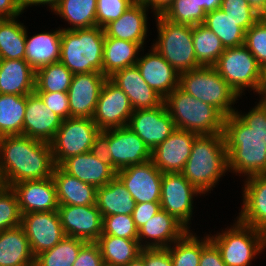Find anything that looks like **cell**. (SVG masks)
Here are the masks:
<instances>
[{"mask_svg":"<svg viewBox=\"0 0 266 266\" xmlns=\"http://www.w3.org/2000/svg\"><path fill=\"white\" fill-rule=\"evenodd\" d=\"M187 231L189 230L174 216L161 209L138 229V241L142 248H168L170 246L168 242L175 243ZM145 237L154 241L142 245L140 241Z\"/></svg>","mask_w":266,"mask_h":266,"instance_id":"obj_25","label":"cell"},{"mask_svg":"<svg viewBox=\"0 0 266 266\" xmlns=\"http://www.w3.org/2000/svg\"><path fill=\"white\" fill-rule=\"evenodd\" d=\"M61 123L62 119L52 112L35 92L27 95L24 136L50 143Z\"/></svg>","mask_w":266,"mask_h":266,"instance_id":"obj_21","label":"cell"},{"mask_svg":"<svg viewBox=\"0 0 266 266\" xmlns=\"http://www.w3.org/2000/svg\"><path fill=\"white\" fill-rule=\"evenodd\" d=\"M107 77L101 72L73 74L67 91L70 117L92 119Z\"/></svg>","mask_w":266,"mask_h":266,"instance_id":"obj_19","label":"cell"},{"mask_svg":"<svg viewBox=\"0 0 266 266\" xmlns=\"http://www.w3.org/2000/svg\"><path fill=\"white\" fill-rule=\"evenodd\" d=\"M134 3V0H97L96 26L104 28L121 17Z\"/></svg>","mask_w":266,"mask_h":266,"instance_id":"obj_48","label":"cell"},{"mask_svg":"<svg viewBox=\"0 0 266 266\" xmlns=\"http://www.w3.org/2000/svg\"><path fill=\"white\" fill-rule=\"evenodd\" d=\"M228 170V158L223 133L199 135L192 145L191 154L181 172L198 190L204 193L215 187Z\"/></svg>","mask_w":266,"mask_h":266,"instance_id":"obj_3","label":"cell"},{"mask_svg":"<svg viewBox=\"0 0 266 266\" xmlns=\"http://www.w3.org/2000/svg\"><path fill=\"white\" fill-rule=\"evenodd\" d=\"M90 152L101 162L109 165L115 172H117L112 165L111 155L109 153V129L100 130L94 139Z\"/></svg>","mask_w":266,"mask_h":266,"instance_id":"obj_51","label":"cell"},{"mask_svg":"<svg viewBox=\"0 0 266 266\" xmlns=\"http://www.w3.org/2000/svg\"><path fill=\"white\" fill-rule=\"evenodd\" d=\"M140 256L145 266H173L170 253L166 248H143Z\"/></svg>","mask_w":266,"mask_h":266,"instance_id":"obj_52","label":"cell"},{"mask_svg":"<svg viewBox=\"0 0 266 266\" xmlns=\"http://www.w3.org/2000/svg\"><path fill=\"white\" fill-rule=\"evenodd\" d=\"M135 2H145L146 0H134Z\"/></svg>","mask_w":266,"mask_h":266,"instance_id":"obj_62","label":"cell"},{"mask_svg":"<svg viewBox=\"0 0 266 266\" xmlns=\"http://www.w3.org/2000/svg\"><path fill=\"white\" fill-rule=\"evenodd\" d=\"M244 45L266 72V20L263 17L245 32Z\"/></svg>","mask_w":266,"mask_h":266,"instance_id":"obj_45","label":"cell"},{"mask_svg":"<svg viewBox=\"0 0 266 266\" xmlns=\"http://www.w3.org/2000/svg\"><path fill=\"white\" fill-rule=\"evenodd\" d=\"M145 2H135L121 17L104 27L105 37L132 41L143 46L147 33Z\"/></svg>","mask_w":266,"mask_h":266,"instance_id":"obj_27","label":"cell"},{"mask_svg":"<svg viewBox=\"0 0 266 266\" xmlns=\"http://www.w3.org/2000/svg\"><path fill=\"white\" fill-rule=\"evenodd\" d=\"M125 266H145V262L143 258L139 255L137 258H135Z\"/></svg>","mask_w":266,"mask_h":266,"instance_id":"obj_61","label":"cell"},{"mask_svg":"<svg viewBox=\"0 0 266 266\" xmlns=\"http://www.w3.org/2000/svg\"><path fill=\"white\" fill-rule=\"evenodd\" d=\"M96 243L100 248L104 264L111 266H125L137 258L143 249L138 239L113 235L102 234Z\"/></svg>","mask_w":266,"mask_h":266,"instance_id":"obj_34","label":"cell"},{"mask_svg":"<svg viewBox=\"0 0 266 266\" xmlns=\"http://www.w3.org/2000/svg\"><path fill=\"white\" fill-rule=\"evenodd\" d=\"M161 210L160 202L136 203L132 217L137 229Z\"/></svg>","mask_w":266,"mask_h":266,"instance_id":"obj_53","label":"cell"},{"mask_svg":"<svg viewBox=\"0 0 266 266\" xmlns=\"http://www.w3.org/2000/svg\"><path fill=\"white\" fill-rule=\"evenodd\" d=\"M0 266H35V256L21 225L0 232Z\"/></svg>","mask_w":266,"mask_h":266,"instance_id":"obj_30","label":"cell"},{"mask_svg":"<svg viewBox=\"0 0 266 266\" xmlns=\"http://www.w3.org/2000/svg\"><path fill=\"white\" fill-rule=\"evenodd\" d=\"M104 261L96 242H86L72 266H103Z\"/></svg>","mask_w":266,"mask_h":266,"instance_id":"obj_50","label":"cell"},{"mask_svg":"<svg viewBox=\"0 0 266 266\" xmlns=\"http://www.w3.org/2000/svg\"><path fill=\"white\" fill-rule=\"evenodd\" d=\"M228 169L249 175L266 174V109L258 103L246 115L224 118Z\"/></svg>","mask_w":266,"mask_h":266,"instance_id":"obj_1","label":"cell"},{"mask_svg":"<svg viewBox=\"0 0 266 266\" xmlns=\"http://www.w3.org/2000/svg\"><path fill=\"white\" fill-rule=\"evenodd\" d=\"M135 205L133 197L117 176L97 188L96 206L102 218L116 214L132 215Z\"/></svg>","mask_w":266,"mask_h":266,"instance_id":"obj_32","label":"cell"},{"mask_svg":"<svg viewBox=\"0 0 266 266\" xmlns=\"http://www.w3.org/2000/svg\"><path fill=\"white\" fill-rule=\"evenodd\" d=\"M62 29L53 33H40L30 39L26 31L25 61L36 71L37 69L59 62L61 52Z\"/></svg>","mask_w":266,"mask_h":266,"instance_id":"obj_31","label":"cell"},{"mask_svg":"<svg viewBox=\"0 0 266 266\" xmlns=\"http://www.w3.org/2000/svg\"><path fill=\"white\" fill-rule=\"evenodd\" d=\"M109 153L117 171L152 158V151L128 126L109 129Z\"/></svg>","mask_w":266,"mask_h":266,"instance_id":"obj_17","label":"cell"},{"mask_svg":"<svg viewBox=\"0 0 266 266\" xmlns=\"http://www.w3.org/2000/svg\"><path fill=\"white\" fill-rule=\"evenodd\" d=\"M139 43L113 37H105L103 51V74L108 78L117 70L136 65Z\"/></svg>","mask_w":266,"mask_h":266,"instance_id":"obj_33","label":"cell"},{"mask_svg":"<svg viewBox=\"0 0 266 266\" xmlns=\"http://www.w3.org/2000/svg\"><path fill=\"white\" fill-rule=\"evenodd\" d=\"M104 28L65 30L61 33L59 61L73 74L103 73Z\"/></svg>","mask_w":266,"mask_h":266,"instance_id":"obj_4","label":"cell"},{"mask_svg":"<svg viewBox=\"0 0 266 266\" xmlns=\"http://www.w3.org/2000/svg\"><path fill=\"white\" fill-rule=\"evenodd\" d=\"M15 18L0 19V60L24 59L26 29Z\"/></svg>","mask_w":266,"mask_h":266,"instance_id":"obj_37","label":"cell"},{"mask_svg":"<svg viewBox=\"0 0 266 266\" xmlns=\"http://www.w3.org/2000/svg\"><path fill=\"white\" fill-rule=\"evenodd\" d=\"M200 194L181 172L163 173L161 183V209L174 216L188 229L192 216L193 196Z\"/></svg>","mask_w":266,"mask_h":266,"instance_id":"obj_13","label":"cell"},{"mask_svg":"<svg viewBox=\"0 0 266 266\" xmlns=\"http://www.w3.org/2000/svg\"><path fill=\"white\" fill-rule=\"evenodd\" d=\"M163 102L176 128L198 135L223 133L225 117L215 107L194 98L179 86Z\"/></svg>","mask_w":266,"mask_h":266,"instance_id":"obj_5","label":"cell"},{"mask_svg":"<svg viewBox=\"0 0 266 266\" xmlns=\"http://www.w3.org/2000/svg\"><path fill=\"white\" fill-rule=\"evenodd\" d=\"M173 2V0H146L145 3L149 7V5L154 8L156 15L162 14L169 5Z\"/></svg>","mask_w":266,"mask_h":266,"instance_id":"obj_56","label":"cell"},{"mask_svg":"<svg viewBox=\"0 0 266 266\" xmlns=\"http://www.w3.org/2000/svg\"><path fill=\"white\" fill-rule=\"evenodd\" d=\"M86 241L65 236L53 248L35 257V266H72Z\"/></svg>","mask_w":266,"mask_h":266,"instance_id":"obj_40","label":"cell"},{"mask_svg":"<svg viewBox=\"0 0 266 266\" xmlns=\"http://www.w3.org/2000/svg\"><path fill=\"white\" fill-rule=\"evenodd\" d=\"M159 40L153 48L179 73L199 67L195 56L193 26L178 24L157 15Z\"/></svg>","mask_w":266,"mask_h":266,"instance_id":"obj_7","label":"cell"},{"mask_svg":"<svg viewBox=\"0 0 266 266\" xmlns=\"http://www.w3.org/2000/svg\"><path fill=\"white\" fill-rule=\"evenodd\" d=\"M220 9L245 32L261 18L245 0H222Z\"/></svg>","mask_w":266,"mask_h":266,"instance_id":"obj_46","label":"cell"},{"mask_svg":"<svg viewBox=\"0 0 266 266\" xmlns=\"http://www.w3.org/2000/svg\"><path fill=\"white\" fill-rule=\"evenodd\" d=\"M35 78L36 71L24 59L0 60V94L29 95Z\"/></svg>","mask_w":266,"mask_h":266,"instance_id":"obj_28","label":"cell"},{"mask_svg":"<svg viewBox=\"0 0 266 266\" xmlns=\"http://www.w3.org/2000/svg\"><path fill=\"white\" fill-rule=\"evenodd\" d=\"M199 7L203 9L206 13L214 11L217 8H220L222 0H197Z\"/></svg>","mask_w":266,"mask_h":266,"instance_id":"obj_57","label":"cell"},{"mask_svg":"<svg viewBox=\"0 0 266 266\" xmlns=\"http://www.w3.org/2000/svg\"><path fill=\"white\" fill-rule=\"evenodd\" d=\"M52 179L54 181L59 205H95L97 188L82 182L55 166Z\"/></svg>","mask_w":266,"mask_h":266,"instance_id":"obj_29","label":"cell"},{"mask_svg":"<svg viewBox=\"0 0 266 266\" xmlns=\"http://www.w3.org/2000/svg\"><path fill=\"white\" fill-rule=\"evenodd\" d=\"M58 213L66 236L96 242L102 235L103 218L95 205H59Z\"/></svg>","mask_w":266,"mask_h":266,"instance_id":"obj_16","label":"cell"},{"mask_svg":"<svg viewBox=\"0 0 266 266\" xmlns=\"http://www.w3.org/2000/svg\"><path fill=\"white\" fill-rule=\"evenodd\" d=\"M199 266H227L222 260L220 251L209 236L203 241Z\"/></svg>","mask_w":266,"mask_h":266,"instance_id":"obj_54","label":"cell"},{"mask_svg":"<svg viewBox=\"0 0 266 266\" xmlns=\"http://www.w3.org/2000/svg\"><path fill=\"white\" fill-rule=\"evenodd\" d=\"M20 1V4H21V7H22V10L25 9V7L27 6H31V5H40V4H50L49 6H51V10H53L56 5L58 4L59 0H19Z\"/></svg>","mask_w":266,"mask_h":266,"instance_id":"obj_58","label":"cell"},{"mask_svg":"<svg viewBox=\"0 0 266 266\" xmlns=\"http://www.w3.org/2000/svg\"><path fill=\"white\" fill-rule=\"evenodd\" d=\"M240 96L246 87L256 92L265 80V72L245 45L225 48L213 66Z\"/></svg>","mask_w":266,"mask_h":266,"instance_id":"obj_9","label":"cell"},{"mask_svg":"<svg viewBox=\"0 0 266 266\" xmlns=\"http://www.w3.org/2000/svg\"><path fill=\"white\" fill-rule=\"evenodd\" d=\"M203 25L217 35L224 48L244 44L245 31L220 8L206 13Z\"/></svg>","mask_w":266,"mask_h":266,"instance_id":"obj_38","label":"cell"},{"mask_svg":"<svg viewBox=\"0 0 266 266\" xmlns=\"http://www.w3.org/2000/svg\"><path fill=\"white\" fill-rule=\"evenodd\" d=\"M162 175L152 160L116 172L136 203L160 202Z\"/></svg>","mask_w":266,"mask_h":266,"instance_id":"obj_14","label":"cell"},{"mask_svg":"<svg viewBox=\"0 0 266 266\" xmlns=\"http://www.w3.org/2000/svg\"><path fill=\"white\" fill-rule=\"evenodd\" d=\"M227 266H248L266 247V234L239 220L234 227L216 237H209Z\"/></svg>","mask_w":266,"mask_h":266,"instance_id":"obj_8","label":"cell"},{"mask_svg":"<svg viewBox=\"0 0 266 266\" xmlns=\"http://www.w3.org/2000/svg\"><path fill=\"white\" fill-rule=\"evenodd\" d=\"M258 94H262L265 96L259 103L266 109V80H264V82L260 86Z\"/></svg>","mask_w":266,"mask_h":266,"instance_id":"obj_60","label":"cell"},{"mask_svg":"<svg viewBox=\"0 0 266 266\" xmlns=\"http://www.w3.org/2000/svg\"><path fill=\"white\" fill-rule=\"evenodd\" d=\"M100 129L93 119L69 117L62 120L50 142L55 165L59 166L69 157L90 152Z\"/></svg>","mask_w":266,"mask_h":266,"instance_id":"obj_10","label":"cell"},{"mask_svg":"<svg viewBox=\"0 0 266 266\" xmlns=\"http://www.w3.org/2000/svg\"><path fill=\"white\" fill-rule=\"evenodd\" d=\"M59 167L67 174L95 188L105 186L116 176V172L109 165L101 162L91 152L69 157Z\"/></svg>","mask_w":266,"mask_h":266,"instance_id":"obj_26","label":"cell"},{"mask_svg":"<svg viewBox=\"0 0 266 266\" xmlns=\"http://www.w3.org/2000/svg\"><path fill=\"white\" fill-rule=\"evenodd\" d=\"M21 226L35 257L53 248L66 236L58 211L22 214Z\"/></svg>","mask_w":266,"mask_h":266,"instance_id":"obj_12","label":"cell"},{"mask_svg":"<svg viewBox=\"0 0 266 266\" xmlns=\"http://www.w3.org/2000/svg\"><path fill=\"white\" fill-rule=\"evenodd\" d=\"M128 96L107 78L101 88L93 121L100 130L125 127L133 114Z\"/></svg>","mask_w":266,"mask_h":266,"instance_id":"obj_11","label":"cell"},{"mask_svg":"<svg viewBox=\"0 0 266 266\" xmlns=\"http://www.w3.org/2000/svg\"><path fill=\"white\" fill-rule=\"evenodd\" d=\"M261 17L266 14V0H245Z\"/></svg>","mask_w":266,"mask_h":266,"instance_id":"obj_59","label":"cell"},{"mask_svg":"<svg viewBox=\"0 0 266 266\" xmlns=\"http://www.w3.org/2000/svg\"><path fill=\"white\" fill-rule=\"evenodd\" d=\"M21 219L16 193L11 187L0 185V232L20 226Z\"/></svg>","mask_w":266,"mask_h":266,"instance_id":"obj_44","label":"cell"},{"mask_svg":"<svg viewBox=\"0 0 266 266\" xmlns=\"http://www.w3.org/2000/svg\"><path fill=\"white\" fill-rule=\"evenodd\" d=\"M27 95L0 94V137L23 135Z\"/></svg>","mask_w":266,"mask_h":266,"instance_id":"obj_35","label":"cell"},{"mask_svg":"<svg viewBox=\"0 0 266 266\" xmlns=\"http://www.w3.org/2000/svg\"><path fill=\"white\" fill-rule=\"evenodd\" d=\"M22 11L19 0H0V19L17 18Z\"/></svg>","mask_w":266,"mask_h":266,"instance_id":"obj_55","label":"cell"},{"mask_svg":"<svg viewBox=\"0 0 266 266\" xmlns=\"http://www.w3.org/2000/svg\"><path fill=\"white\" fill-rule=\"evenodd\" d=\"M16 193L21 214L58 211L56 187L52 177L22 181L11 186Z\"/></svg>","mask_w":266,"mask_h":266,"instance_id":"obj_20","label":"cell"},{"mask_svg":"<svg viewBox=\"0 0 266 266\" xmlns=\"http://www.w3.org/2000/svg\"><path fill=\"white\" fill-rule=\"evenodd\" d=\"M73 73L60 61L36 70L34 92H67Z\"/></svg>","mask_w":266,"mask_h":266,"instance_id":"obj_41","label":"cell"},{"mask_svg":"<svg viewBox=\"0 0 266 266\" xmlns=\"http://www.w3.org/2000/svg\"><path fill=\"white\" fill-rule=\"evenodd\" d=\"M198 136L195 132L176 128L153 149L151 160L162 173L182 172L191 154L194 140Z\"/></svg>","mask_w":266,"mask_h":266,"instance_id":"obj_18","label":"cell"},{"mask_svg":"<svg viewBox=\"0 0 266 266\" xmlns=\"http://www.w3.org/2000/svg\"><path fill=\"white\" fill-rule=\"evenodd\" d=\"M102 234L120 238L138 239V229L132 215H110L103 217Z\"/></svg>","mask_w":266,"mask_h":266,"instance_id":"obj_47","label":"cell"},{"mask_svg":"<svg viewBox=\"0 0 266 266\" xmlns=\"http://www.w3.org/2000/svg\"><path fill=\"white\" fill-rule=\"evenodd\" d=\"M97 0H59L53 9L73 27L65 30L91 28L96 26Z\"/></svg>","mask_w":266,"mask_h":266,"instance_id":"obj_36","label":"cell"},{"mask_svg":"<svg viewBox=\"0 0 266 266\" xmlns=\"http://www.w3.org/2000/svg\"><path fill=\"white\" fill-rule=\"evenodd\" d=\"M175 247L166 248L171 256L173 266H199L201 252L203 250V240L186 232L180 239L176 240Z\"/></svg>","mask_w":266,"mask_h":266,"instance_id":"obj_42","label":"cell"},{"mask_svg":"<svg viewBox=\"0 0 266 266\" xmlns=\"http://www.w3.org/2000/svg\"><path fill=\"white\" fill-rule=\"evenodd\" d=\"M136 66L145 82L163 99L179 86L180 74L154 48L139 58Z\"/></svg>","mask_w":266,"mask_h":266,"instance_id":"obj_23","label":"cell"},{"mask_svg":"<svg viewBox=\"0 0 266 266\" xmlns=\"http://www.w3.org/2000/svg\"><path fill=\"white\" fill-rule=\"evenodd\" d=\"M108 78L128 96L133 110L153 109L160 106L164 101L145 82L136 65L117 70Z\"/></svg>","mask_w":266,"mask_h":266,"instance_id":"obj_22","label":"cell"},{"mask_svg":"<svg viewBox=\"0 0 266 266\" xmlns=\"http://www.w3.org/2000/svg\"><path fill=\"white\" fill-rule=\"evenodd\" d=\"M0 185L48 179L52 177L55 162L50 143L24 135L0 137Z\"/></svg>","mask_w":266,"mask_h":266,"instance_id":"obj_2","label":"cell"},{"mask_svg":"<svg viewBox=\"0 0 266 266\" xmlns=\"http://www.w3.org/2000/svg\"><path fill=\"white\" fill-rule=\"evenodd\" d=\"M161 15L174 23L195 26L204 23L206 12L197 0H173Z\"/></svg>","mask_w":266,"mask_h":266,"instance_id":"obj_43","label":"cell"},{"mask_svg":"<svg viewBox=\"0 0 266 266\" xmlns=\"http://www.w3.org/2000/svg\"><path fill=\"white\" fill-rule=\"evenodd\" d=\"M127 126L151 151L176 130L175 122L164 102L153 109L134 110Z\"/></svg>","mask_w":266,"mask_h":266,"instance_id":"obj_15","label":"cell"},{"mask_svg":"<svg viewBox=\"0 0 266 266\" xmlns=\"http://www.w3.org/2000/svg\"><path fill=\"white\" fill-rule=\"evenodd\" d=\"M195 56L200 66H214L225 48L217 35L203 24L193 26Z\"/></svg>","mask_w":266,"mask_h":266,"instance_id":"obj_39","label":"cell"},{"mask_svg":"<svg viewBox=\"0 0 266 266\" xmlns=\"http://www.w3.org/2000/svg\"><path fill=\"white\" fill-rule=\"evenodd\" d=\"M243 196L244 206L237 219L266 234V174L248 177Z\"/></svg>","mask_w":266,"mask_h":266,"instance_id":"obj_24","label":"cell"},{"mask_svg":"<svg viewBox=\"0 0 266 266\" xmlns=\"http://www.w3.org/2000/svg\"><path fill=\"white\" fill-rule=\"evenodd\" d=\"M179 87L194 98L212 105L224 117L235 113L231 105L239 95L213 66H199L181 73Z\"/></svg>","mask_w":266,"mask_h":266,"instance_id":"obj_6","label":"cell"},{"mask_svg":"<svg viewBox=\"0 0 266 266\" xmlns=\"http://www.w3.org/2000/svg\"><path fill=\"white\" fill-rule=\"evenodd\" d=\"M45 105L62 120L70 117V107L67 92H35Z\"/></svg>","mask_w":266,"mask_h":266,"instance_id":"obj_49","label":"cell"}]
</instances>
